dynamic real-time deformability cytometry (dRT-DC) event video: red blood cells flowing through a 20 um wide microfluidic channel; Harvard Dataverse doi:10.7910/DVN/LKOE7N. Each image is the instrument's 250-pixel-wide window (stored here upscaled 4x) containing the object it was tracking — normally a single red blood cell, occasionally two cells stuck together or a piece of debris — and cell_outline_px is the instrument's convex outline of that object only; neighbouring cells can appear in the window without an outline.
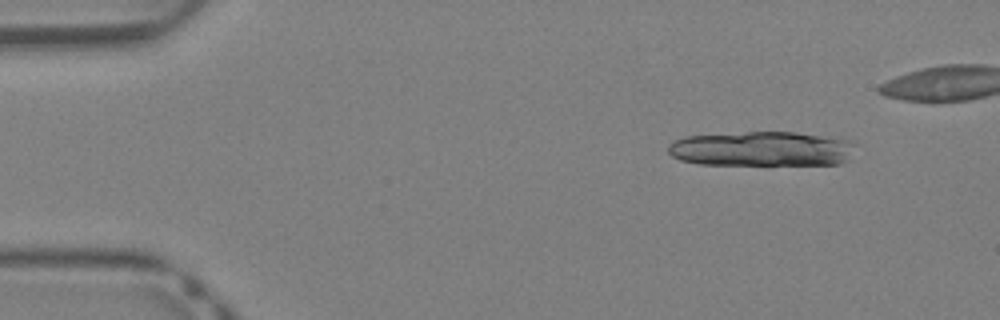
{"species": "Egyptian fruit bat (a non-hibernating species)", "species_latin": "Rousettus aegyptiacus", "temperature_condition": "warm", "stored_images_in_passage": 13, "camera_frame_rate_fps": 3000, "um_per_image_px": 0.085, "animal": {"sex": "female"}, "frame": {"image": 1, "passage_image": 4, "time_ms": 1.0, "image_size_px": [1000, 320], "cell_outline_px": [[856, 144], [844, 160], [840, 164], [700, 164], [680, 160], [672, 156], [668, 152], [668, 144], [672, 140], [684, 136], [748, 132], [796, 132], [856, 140]], "centroid_in_image_um": [64.72, 12.63], "position_along_channel_um": 20.3, "area_um2": 37.97}}